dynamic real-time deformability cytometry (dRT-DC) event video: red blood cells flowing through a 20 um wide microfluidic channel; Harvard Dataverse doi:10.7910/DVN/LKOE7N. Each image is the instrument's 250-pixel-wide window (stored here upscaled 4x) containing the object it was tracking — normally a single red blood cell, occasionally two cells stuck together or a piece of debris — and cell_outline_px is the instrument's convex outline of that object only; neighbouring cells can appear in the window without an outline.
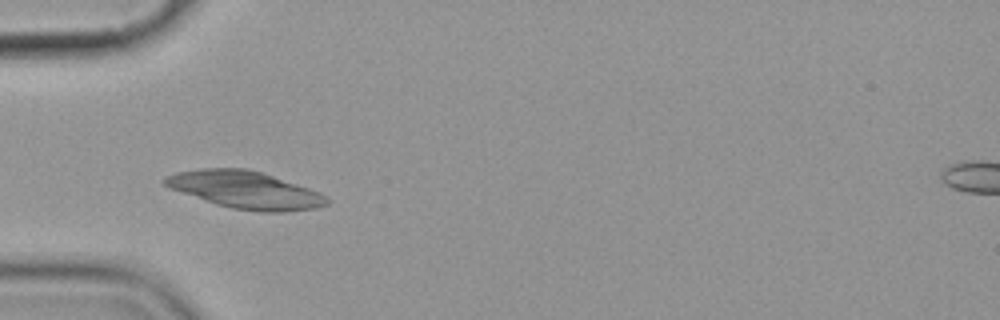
{"species": "common noctule bat (a hibernating species)", "species_latin": "Nyctalus noctula", "temperature_condition": "cold", "stored_images_in_passage": 4, "camera_frame_rate_fps": 3000, "um_per_image_px": 0.085, "animal": {"sex": "female", "body_mass_g": 19.9}, "frame": {"image": 1, "passage_image": 3, "time_ms": 2.333, "image_size_px": [1000, 320], "cell_outline_px": [[332, 200], [328, 204], [316, 208], [284, 212], [260, 212], [232, 208], [216, 204], [168, 188], [160, 180], [176, 172], [200, 168], [248, 168], [264, 172], [320, 192], [328, 196]], "centroid_in_image_um": [20.87, 16.13], "position_along_channel_um": 64.1, "area_um2": 35.6}}
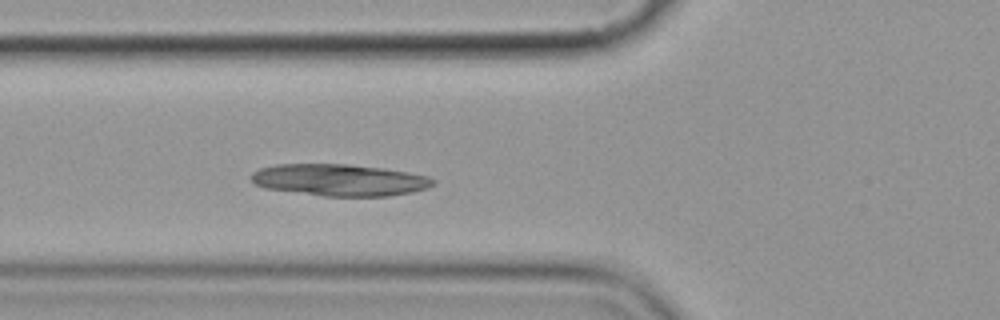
{"frame": {"image": 2, "passage_image": 4, "time_ms": 3.333, "image_size_px": [1000, 320], "cell_outline_px": [[436, 184], [428, 188], [412, 192], [388, 196], [324, 196], [264, 188], [256, 184], [248, 176], [252, 172], [260, 168], [276, 164], [348, 164], [384, 168], [408, 172], [428, 176], [436, 180]], "centroid_in_image_um": [28.87, 15.3], "position_along_channel_um": 96.9, "area_um2": 33.93}}